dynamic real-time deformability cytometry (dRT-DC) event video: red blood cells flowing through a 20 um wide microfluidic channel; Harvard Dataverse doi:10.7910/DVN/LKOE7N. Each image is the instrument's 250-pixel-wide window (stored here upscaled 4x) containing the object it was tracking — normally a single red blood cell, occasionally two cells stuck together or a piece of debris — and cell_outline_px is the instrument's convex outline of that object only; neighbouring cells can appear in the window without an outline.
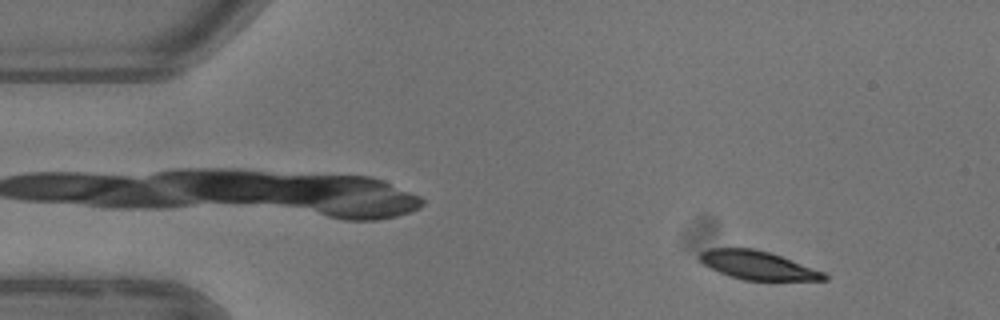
{"species": "common noctule bat (a hibernating species)", "species_latin": "Nyctalus noctula", "temperature_condition": "warm", "stored_images_in_passage": 3, "camera_frame_rate_fps": 3000, "um_per_image_px": 0.085, "animal": {"sex": "female"}, "frame": {"image": 1, "passage_image": 1, "time_ms": 0.0, "image_size_px": [1000, 320], "cell_outline_px": [[828, 280], [744, 280], [728, 276], [708, 268], [696, 256], [700, 252], [708, 248], [756, 248], [780, 256], [824, 272], [828, 276]], "centroid_in_image_um": [64.34, 22.54], "position_along_channel_um": 20.7, "area_um2": 20.75}}